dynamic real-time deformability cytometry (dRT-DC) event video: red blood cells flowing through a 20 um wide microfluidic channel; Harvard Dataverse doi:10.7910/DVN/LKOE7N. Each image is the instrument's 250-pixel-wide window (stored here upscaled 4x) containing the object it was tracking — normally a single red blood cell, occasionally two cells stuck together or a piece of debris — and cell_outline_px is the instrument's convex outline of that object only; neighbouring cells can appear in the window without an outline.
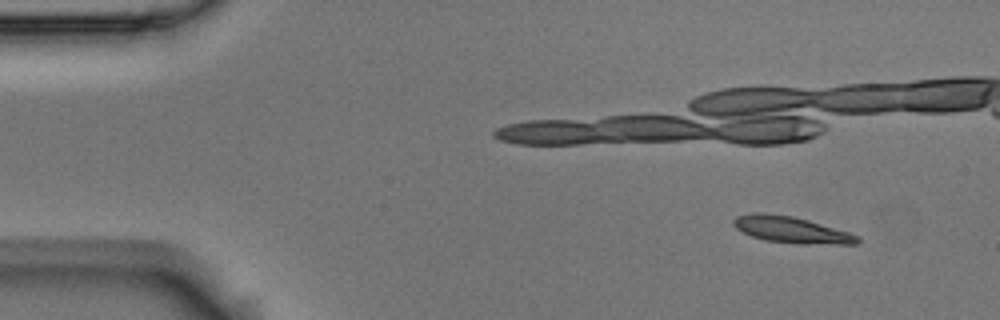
{"species": "Egyptian fruit bat (a non-hibernating species)", "species_latin": "Rousettus aegyptiacus", "temperature_condition": "room temperature", "stored_images_in_passage": 7, "camera_frame_rate_fps": 3000, "um_per_image_px": 0.085, "animal": {"sex": "male"}, "frame": {"image": 1, "passage_image": 1, "time_ms": 0.0, "image_size_px": [1000, 320], "cell_outline_px": [[860, 244], [796, 244], [764, 240], [752, 236], [736, 228], [732, 224], [732, 220], [736, 216], [752, 212], [764, 212], [792, 216], [808, 220], [848, 232], [860, 236]], "centroid_in_image_um": [67.26, 19.53], "position_along_channel_um": 17.7, "area_um2": 19.25}}